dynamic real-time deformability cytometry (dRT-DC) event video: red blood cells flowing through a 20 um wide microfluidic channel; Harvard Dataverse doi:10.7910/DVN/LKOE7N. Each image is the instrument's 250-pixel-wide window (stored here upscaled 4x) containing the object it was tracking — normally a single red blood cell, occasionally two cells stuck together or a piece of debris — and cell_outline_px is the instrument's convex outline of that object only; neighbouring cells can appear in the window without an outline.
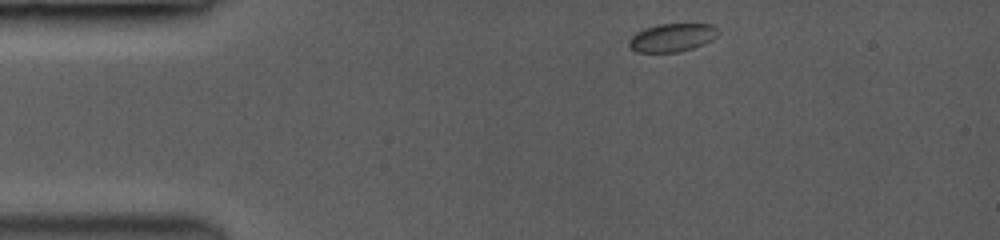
{"species": "common noctule bat (a hibernating species)", "species_latin": "Nyctalus noctula", "temperature_condition": "room temperature", "stored_images_in_passage": 59, "camera_frame_rate_fps": 3500, "um_per_image_px": 0.085, "animal": {"sex": "female", "body_mass_g": 19.0, "forearm_length_mm": 53.3}, "frame": {"image": 1, "passage_image": 1, "time_ms": 0.0, "image_size_px": [1000, 240], "cell_outline_px": [[716, 28], [708, 40], [692, 48], [676, 52], [636, 52], [628, 44], [632, 36], [636, 32], [644, 28], [660, 24], [712, 24]], "centroid_in_image_um": [57.01, 3.19], "position_along_channel_um": 28.0, "area_um2": 13.99}}
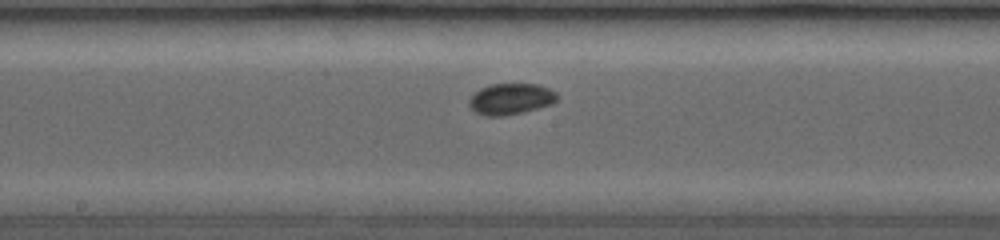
{"frame": {"image": 2, "passage_image": 26, "time_ms": 6.0, "image_size_px": [1000, 240], "cell_outline_px": [[556, 100], [548, 104], [536, 108], [520, 112], [500, 116], [488, 116], [476, 112], [468, 104], [468, 100], [480, 88], [492, 84], [536, 84], [548, 88], [556, 92]], "centroid_in_image_um": [43.37, 8.39], "position_along_channel_um": 204.8, "area_um2": 15.49}}
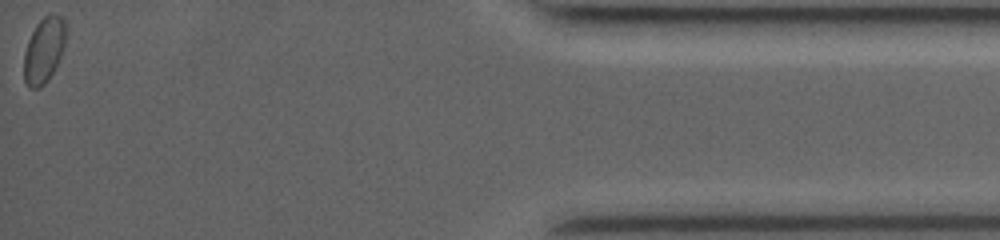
{"frame": {"image": 3, "passage_image": 59, "time_ms": 13.429, "image_size_px": [1000, 240], "cell_outline_px": [[64, 44], [60, 56], [48, 80], [40, 88], [28, 88], [24, 80], [24, 52], [28, 40], [36, 24], [44, 16], [52, 12], [60, 16], [64, 20]], "centroid_in_image_um": [3.7, 4.27], "position_along_channel_um": 431.5, "area_um2": 15.78}, "authors_computed_cell_mechanics": {"area_um2": 14.9702, "velocity_mm_per_s": 3.9579, "shape_relaxation_time_tau1_ms": 4.4716, "shape_relaxation_time_tau2_ms": null, "deformation_change_tau1": 0.0491, "deformation_change_tau2": null}}